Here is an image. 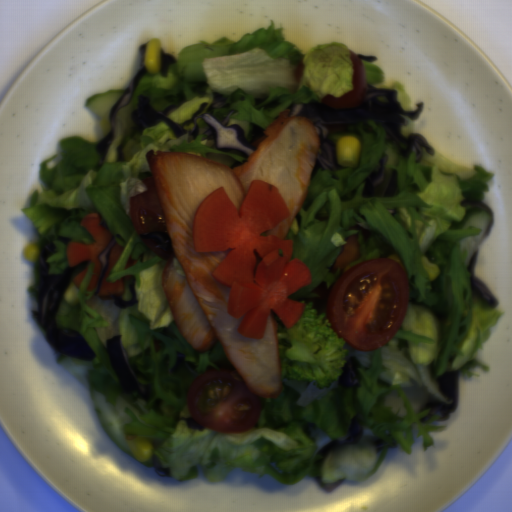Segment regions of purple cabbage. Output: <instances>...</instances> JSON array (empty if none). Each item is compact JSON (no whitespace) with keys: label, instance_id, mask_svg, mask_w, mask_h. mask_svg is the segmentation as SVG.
Returning a JSON list of instances; mask_svg holds the SVG:
<instances>
[{"label":"purple cabbage","instance_id":"1","mask_svg":"<svg viewBox=\"0 0 512 512\" xmlns=\"http://www.w3.org/2000/svg\"><path fill=\"white\" fill-rule=\"evenodd\" d=\"M423 102L416 105L415 111H406L396 98V90L376 88L368 85L366 93L359 106L349 109H332L321 105L319 100L306 103L290 104L285 110L306 116L318 131L319 151L312 171L314 178L319 170L328 171L333 179H340L338 170L347 167L337 162V141L342 136H354L361 144L364 140L357 126L362 125L372 138L379 137L370 122L381 128L386 144L392 145L398 156L412 157L415 151V164H419L424 156L423 150L429 155H435L424 134H409L403 136L402 126H407L409 120H417L423 110Z\"/></svg>","mask_w":512,"mask_h":512},{"label":"purple cabbage","instance_id":"2","mask_svg":"<svg viewBox=\"0 0 512 512\" xmlns=\"http://www.w3.org/2000/svg\"><path fill=\"white\" fill-rule=\"evenodd\" d=\"M58 250L57 244L51 240H42L39 244L37 266V309L34 317L42 328L45 337L55 353L81 361H90L97 354L83 337L72 329L57 324L58 310L67 288L77 273L88 268L91 260L66 267L60 274H50L47 258Z\"/></svg>","mask_w":512,"mask_h":512},{"label":"purple cabbage","instance_id":"3","mask_svg":"<svg viewBox=\"0 0 512 512\" xmlns=\"http://www.w3.org/2000/svg\"><path fill=\"white\" fill-rule=\"evenodd\" d=\"M235 111H230L223 120H219L212 113L200 114L194 121L188 136L196 140L199 135L198 119H202L207 125L203 131L205 137H213L218 150L230 152L244 157L249 161L251 155L257 149L248 143L246 133L240 124L227 125Z\"/></svg>","mask_w":512,"mask_h":512},{"label":"purple cabbage","instance_id":"4","mask_svg":"<svg viewBox=\"0 0 512 512\" xmlns=\"http://www.w3.org/2000/svg\"><path fill=\"white\" fill-rule=\"evenodd\" d=\"M177 105H170L163 110L155 108L146 96H138L135 109L130 114L133 123V131L143 133L149 126H155L160 122H165L176 137H182L187 132L178 123L168 117V114L177 109Z\"/></svg>","mask_w":512,"mask_h":512},{"label":"purple cabbage","instance_id":"5","mask_svg":"<svg viewBox=\"0 0 512 512\" xmlns=\"http://www.w3.org/2000/svg\"><path fill=\"white\" fill-rule=\"evenodd\" d=\"M146 49L147 44H141L139 46V50L141 53V65L137 72L135 73L134 77L130 81V83L127 85L125 90L123 91L120 98L117 100V102L112 106L109 112V124L110 129L109 131L104 135L102 139H100L97 144L95 145V149L97 150L101 160H104L107 151L116 135V125H117V115L118 112L126 106L128 103L131 102L133 94L136 92L138 85L140 81L143 79V77L148 74V70L145 66V57H146Z\"/></svg>","mask_w":512,"mask_h":512},{"label":"purple cabbage","instance_id":"6","mask_svg":"<svg viewBox=\"0 0 512 512\" xmlns=\"http://www.w3.org/2000/svg\"><path fill=\"white\" fill-rule=\"evenodd\" d=\"M122 337L123 335H116L106 340V352L121 388L128 392H134L138 389L140 383L125 352Z\"/></svg>","mask_w":512,"mask_h":512},{"label":"purple cabbage","instance_id":"7","mask_svg":"<svg viewBox=\"0 0 512 512\" xmlns=\"http://www.w3.org/2000/svg\"><path fill=\"white\" fill-rule=\"evenodd\" d=\"M388 158L382 154L378 161L377 171L371 172L365 179L361 197H393L400 193L397 170L387 167Z\"/></svg>","mask_w":512,"mask_h":512},{"label":"purple cabbage","instance_id":"8","mask_svg":"<svg viewBox=\"0 0 512 512\" xmlns=\"http://www.w3.org/2000/svg\"><path fill=\"white\" fill-rule=\"evenodd\" d=\"M470 287L473 294L478 300L490 308L497 306V299L495 298L492 291L484 285L479 279L474 276H470Z\"/></svg>","mask_w":512,"mask_h":512},{"label":"purple cabbage","instance_id":"9","mask_svg":"<svg viewBox=\"0 0 512 512\" xmlns=\"http://www.w3.org/2000/svg\"><path fill=\"white\" fill-rule=\"evenodd\" d=\"M115 246H116V240H115L114 236H112L111 239L109 240V242L106 244V246L103 248V250L98 255V259L101 263L99 275H98L97 282L95 285V289L98 292H100V290L102 288V284H103L106 272L109 267V254Z\"/></svg>","mask_w":512,"mask_h":512},{"label":"purple cabbage","instance_id":"10","mask_svg":"<svg viewBox=\"0 0 512 512\" xmlns=\"http://www.w3.org/2000/svg\"><path fill=\"white\" fill-rule=\"evenodd\" d=\"M135 281H136V279H133V280H130L128 282V286H129L130 293H131V299L130 300H124L122 295L120 297H118V298H114V304L116 306H118L119 308H121L122 310L123 309H127L129 307H132L134 305H137V303H138L137 294H136Z\"/></svg>","mask_w":512,"mask_h":512},{"label":"purple cabbage","instance_id":"11","mask_svg":"<svg viewBox=\"0 0 512 512\" xmlns=\"http://www.w3.org/2000/svg\"><path fill=\"white\" fill-rule=\"evenodd\" d=\"M177 62L176 57L160 48L159 71L164 77L170 75L171 66Z\"/></svg>","mask_w":512,"mask_h":512}]
</instances>
